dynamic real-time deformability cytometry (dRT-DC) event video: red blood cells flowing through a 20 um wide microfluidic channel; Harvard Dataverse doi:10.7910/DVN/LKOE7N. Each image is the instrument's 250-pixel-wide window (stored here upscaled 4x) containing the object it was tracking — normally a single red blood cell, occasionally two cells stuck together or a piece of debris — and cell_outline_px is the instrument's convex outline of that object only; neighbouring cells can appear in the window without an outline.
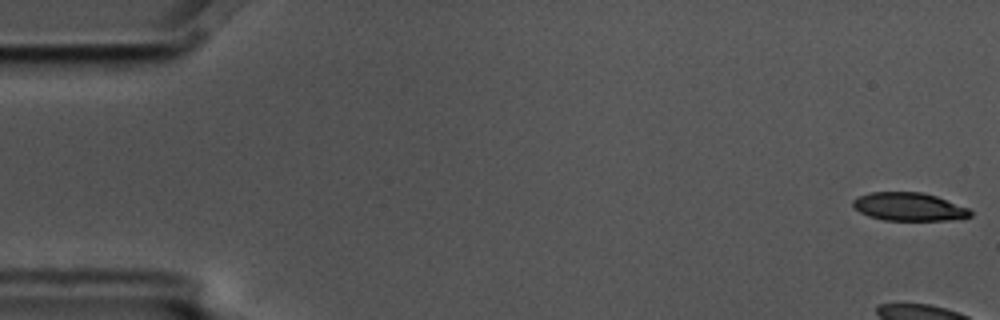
{"species": "common noctule bat (a hibernating species)", "species_latin": "Nyctalus noctula", "temperature_condition": "cold", "stored_images_in_passage": 5, "camera_frame_rate_fps": 3000, "um_per_image_px": 0.085, "animal": {"sex": "male", "body_mass_g": 17.5, "forearm_length_mm": 52.3}, "frame": {"image": 1, "passage_image": 1, "time_ms": 0.0, "image_size_px": [1000, 320], "cell_outline_px": [[972, 216], [960, 220], [884, 220], [868, 216], [860, 212], [852, 204], [852, 200], [868, 192], [920, 192], [936, 196], [968, 208], [972, 212]], "centroid_in_image_um": [77.28, 17.58], "position_along_channel_um": 7.7, "area_um2": 19.31}}